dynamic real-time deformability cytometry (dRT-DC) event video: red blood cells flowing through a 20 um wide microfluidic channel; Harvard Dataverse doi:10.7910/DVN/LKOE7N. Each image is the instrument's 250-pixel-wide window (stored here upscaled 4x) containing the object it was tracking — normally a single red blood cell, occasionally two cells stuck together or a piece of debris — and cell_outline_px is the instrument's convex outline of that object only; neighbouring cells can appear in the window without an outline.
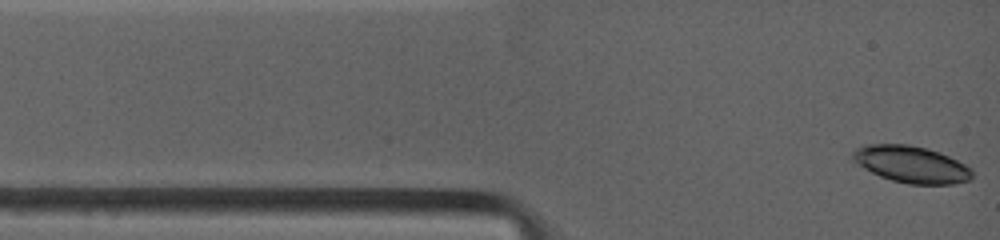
{"species": "common noctule bat (a hibernating species)", "species_latin": "Nyctalus noctula", "temperature_condition": "warm", "stored_images_in_passage": 24, "camera_frame_rate_fps": 4500, "um_per_image_px": 0.085, "animal": {"sex": "female", "body_mass_g": 19.0, "forearm_length_mm": 53.3}, "frame": {"image": 1, "passage_image": 1, "time_ms": 0.0, "image_size_px": [1000, 240], "cell_outline_px": [[972, 176], [968, 180], [952, 184], [908, 184], [892, 180], [880, 176], [864, 168], [852, 160], [852, 152], [856, 148], [864, 144], [908, 144], [928, 148], [940, 152], [972, 168]], "centroid_in_image_um": [77.44, 13.96], "position_along_channel_um": 7.6, "area_um2": 25.61}}
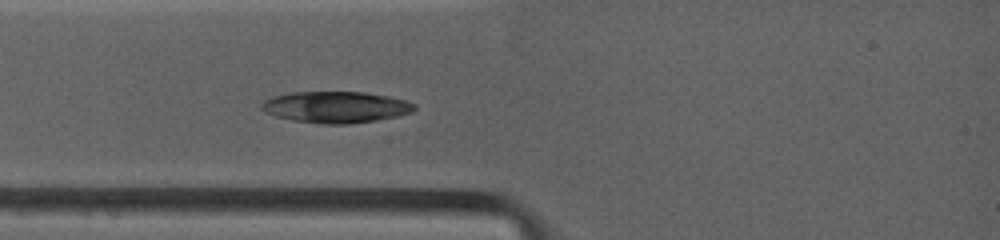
{"frame": {"image": 2, "passage_image": 13, "time_ms": 2.444, "image_size_px": [1000, 240], "cell_outline_px": [[416, 108], [412, 112], [396, 116], [376, 120], [348, 124], [324, 124], [292, 120], [276, 116], [264, 112], [260, 108], [260, 104], [264, 100], [272, 96], [292, 92], [364, 92], [388, 96], [404, 100], [416, 104]], "centroid_in_image_um": [28.51, 9.1], "position_along_channel_um": 56.5, "area_um2": 27.98}}
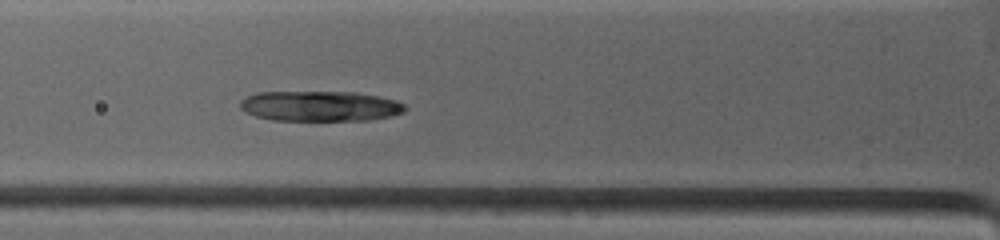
{"frame": {"image": 3, "passage_image": 20, "time_ms": 3.556, "image_size_px": [1000, 240], "cell_outline_px": [[408, 108], [404, 112], [392, 116], [368, 120], [272, 120], [256, 116], [240, 108], [240, 100], [256, 92], [356, 92], [380, 96], [396, 100], [404, 104]], "centroid_in_image_um": [27.25, 9.01], "position_along_channel_um": 98.6, "area_um2": 29.19}}